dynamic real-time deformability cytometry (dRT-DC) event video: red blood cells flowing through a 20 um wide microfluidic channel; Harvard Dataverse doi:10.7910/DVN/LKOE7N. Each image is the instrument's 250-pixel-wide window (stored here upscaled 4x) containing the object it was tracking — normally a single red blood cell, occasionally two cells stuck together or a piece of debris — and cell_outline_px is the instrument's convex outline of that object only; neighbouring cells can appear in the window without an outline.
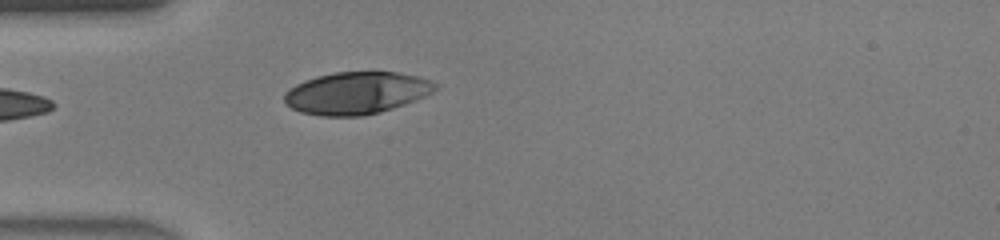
{"species": "human", "species_latin": "Homo sapiens", "temperature_condition": "warm", "stored_images_in_passage": 21, "camera_frame_rate_fps": 3000, "um_per_image_px": 0.085, "donor": {"sex": "male"}, "frame": {"image": 1, "passage_image": 1, "time_ms": 0.0, "image_size_px": [1000, 240], "cell_outline_px": [[436, 88], [432, 92], [424, 96], [404, 104], [380, 112], [364, 116], [320, 116], [300, 112], [292, 108], [284, 100], [284, 92], [288, 88], [304, 80], [316, 76], [336, 72], [396, 72], [416, 76], [428, 80], [436, 84]], "centroid_in_image_um": [30.24, 7.91], "position_along_channel_um": 54.8, "area_um2": 36.93}}
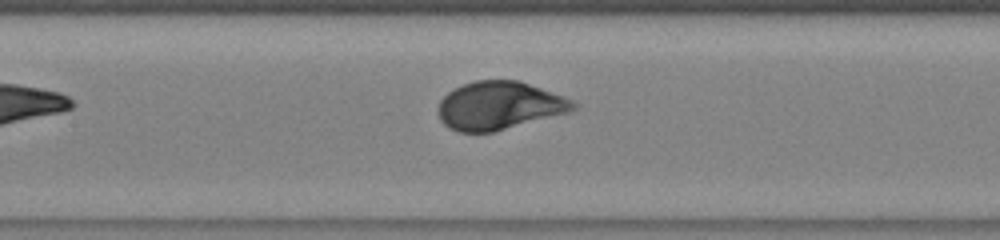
{"frame": {"image": 2, "passage_image": 9, "time_ms": 2.667, "image_size_px": [1000, 240], "cell_outline_px": [[580, 104], [576, 108], [568, 112], [492, 132], [460, 132], [448, 128], [440, 120], [436, 108], [440, 100], [448, 92], [464, 84], [476, 80], [520, 80], [564, 96]], "centroid_in_image_um": [42.42, 8.97], "position_along_channel_um": 165.0, "area_um2": 37.86}}
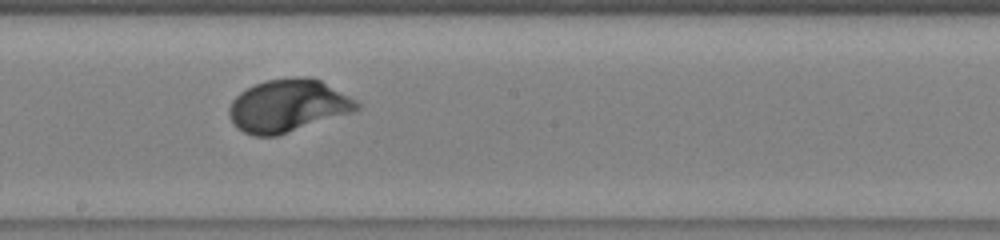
{"frame": {"image": 3, "passage_image": 13, "time_ms": 4.0, "image_size_px": [1000, 240], "cell_outline_px": [[360, 108], [352, 112], [276, 136], [252, 136], [236, 128], [228, 112], [228, 108], [232, 100], [240, 92], [256, 84], [268, 80], [288, 76], [312, 76], [320, 80], [356, 100], [360, 104]], "centroid_in_image_um": [24.45, 8.97], "position_along_channel_um": 223.7, "area_um2": 39.07}}